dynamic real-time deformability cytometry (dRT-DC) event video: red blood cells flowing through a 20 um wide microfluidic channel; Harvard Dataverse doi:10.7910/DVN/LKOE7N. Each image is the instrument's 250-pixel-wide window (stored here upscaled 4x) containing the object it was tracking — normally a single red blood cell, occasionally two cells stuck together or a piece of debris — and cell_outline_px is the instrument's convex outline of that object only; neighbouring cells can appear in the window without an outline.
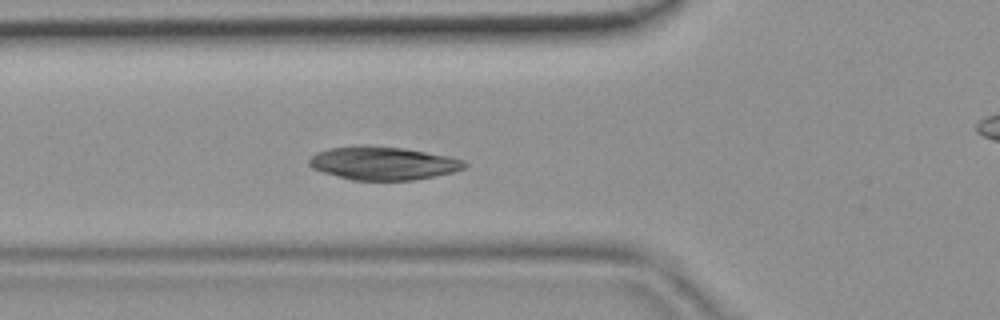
{"species": "common noctule bat (a hibernating species)", "species_latin": "Nyctalus noctula", "temperature_condition": "room temperature", "stored_images_in_passage": 42, "camera_frame_rate_fps": 3000, "um_per_image_px": 0.085, "animal": {"sex": "female", "body_mass_g": 19.9}, "frame": {"image": 1, "passage_image": 11, "time_ms": 3.333, "image_size_px": [1000, 320], "cell_outline_px": [[468, 164], [464, 168], [452, 172], [436, 176], [412, 180], [352, 180], [336, 176], [312, 168], [308, 164], [308, 160], [316, 152], [328, 148], [364, 144], [404, 148], [448, 156], [464, 160]], "centroid_in_image_um": [32.54, 13.86], "position_along_channel_um": 93.3, "area_um2": 30.29}}
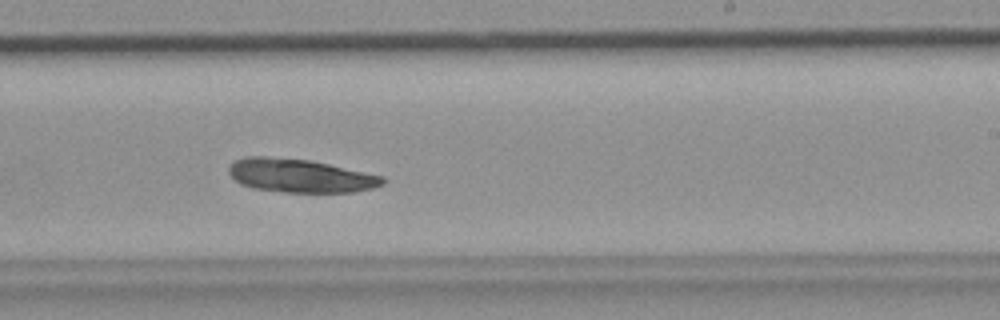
{"frame": {"image": 2, "passage_image": 23, "time_ms": 7.333, "image_size_px": [1000, 320], "cell_outline_px": [[388, 180], [384, 184], [372, 188], [356, 192], [284, 192], [252, 188], [240, 184], [228, 172], [228, 168], [236, 160], [244, 156], [268, 156], [308, 160], [328, 164], [384, 176]], "centroid_in_image_um": [25.53, 14.94], "position_along_channel_um": 263.5, "area_um2": 30.06}}
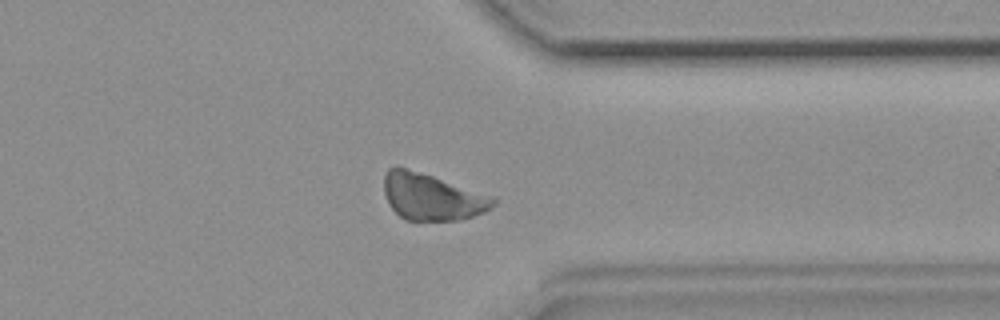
{"frame": {"image": 3, "passage_image": 31, "time_ms": 10.0, "image_size_px": [1000, 320], "cell_outline_px": [[496, 204], [492, 208], [484, 212], [460, 220], [404, 220], [388, 204], [384, 192], [384, 176], [388, 168], [396, 164], [496, 196]], "centroid_in_image_um": [36.72, 16.71], "position_along_channel_um": 374.7, "area_um2": 30.17}}